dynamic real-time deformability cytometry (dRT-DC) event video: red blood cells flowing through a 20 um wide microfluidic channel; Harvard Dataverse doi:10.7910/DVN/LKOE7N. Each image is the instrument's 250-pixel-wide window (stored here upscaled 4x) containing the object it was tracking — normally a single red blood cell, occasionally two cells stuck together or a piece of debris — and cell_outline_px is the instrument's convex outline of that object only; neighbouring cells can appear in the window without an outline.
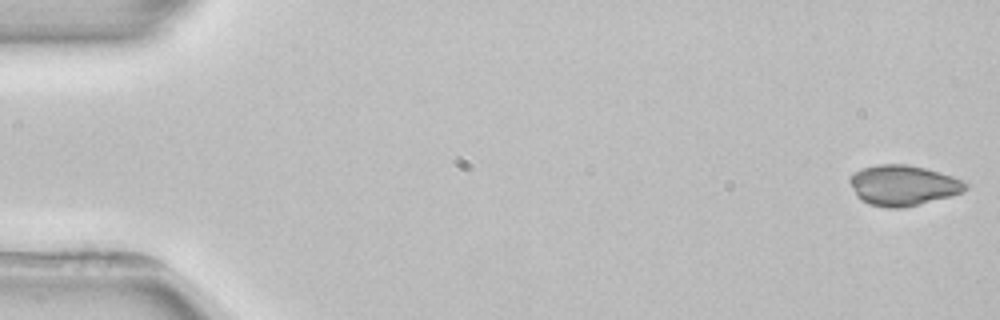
{"species": "common noctule bat (a hibernating species)", "species_latin": "Nyctalus noctula", "temperature_condition": "room temperature", "stored_images_in_passage": 4, "camera_frame_rate_fps": 3000, "um_per_image_px": 0.085, "animal": {"sex": "female", "body_mass_g": 22.7, "forearm_length_mm": 54.2}, "frame": {"image": 1, "passage_image": 1, "time_ms": 0.0, "image_size_px": [1000, 320], "cell_outline_px": [[968, 188], [964, 192], [900, 208], [888, 208], [868, 204], [860, 200], [856, 196], [848, 180], [848, 176], [860, 168], [876, 164], [904, 164], [924, 168], [940, 172], [968, 180]], "centroid_in_image_um": [76.74, 15.73], "position_along_channel_um": 8.3, "area_um2": 27.51}}
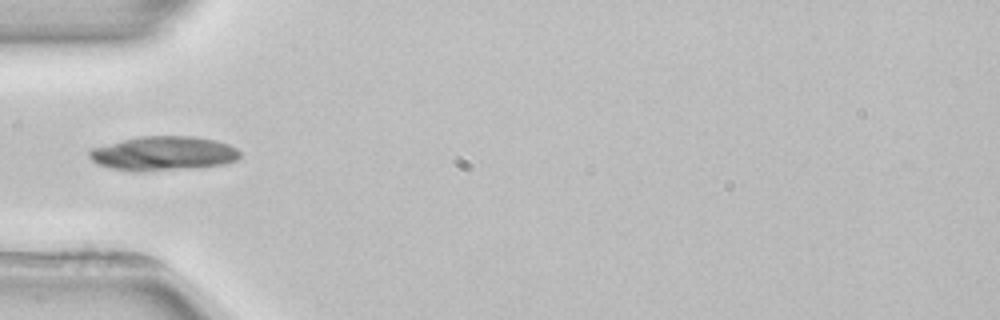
{"frame": {"image": 2, "passage_image": 4, "time_ms": 5.333, "image_size_px": [1000, 320], "cell_outline_px": [[240, 156], [236, 160], [224, 164], [192, 168], [140, 172], [132, 172], [108, 168], [96, 164], [88, 156], [88, 148], [136, 136], [196, 136], [216, 140], [228, 144], [236, 148], [240, 152]], "centroid_in_image_um": [13.81, 13.04], "position_along_channel_um": 71.2, "area_um2": 30.69}}